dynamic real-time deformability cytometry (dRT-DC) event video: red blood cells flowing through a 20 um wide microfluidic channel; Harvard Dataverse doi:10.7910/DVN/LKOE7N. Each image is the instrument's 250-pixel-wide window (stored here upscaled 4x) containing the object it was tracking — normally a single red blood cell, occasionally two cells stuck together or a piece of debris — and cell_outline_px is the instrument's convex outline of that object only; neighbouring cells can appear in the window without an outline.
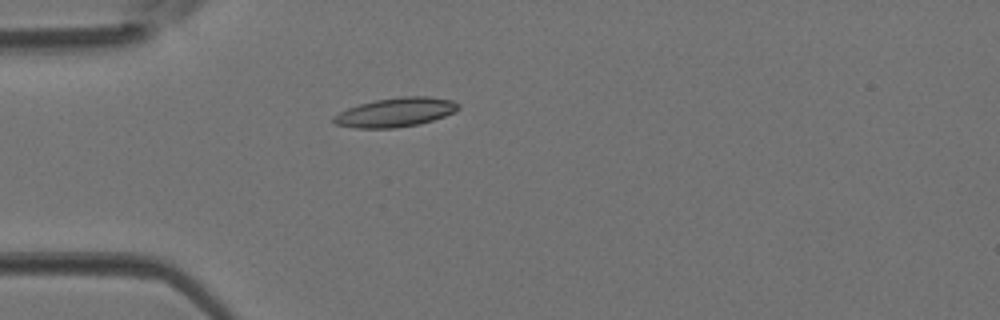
{"species": "Egyptian fruit bat (a non-hibernating species)", "species_latin": "Rousettus aegyptiacus", "temperature_condition": "room temperature", "stored_images_in_passage": 2, "camera_frame_rate_fps": 3000, "um_per_image_px": 0.085, "animal": {"sex": "female"}, "frame": {"image": 1, "passage_image": 2, "time_ms": 0.333, "image_size_px": [1000, 320], "cell_outline_px": [[460, 108], [444, 116], [432, 120], [416, 124], [396, 128], [356, 128], [336, 124], [332, 120], [332, 116], [348, 108], [360, 104], [376, 100], [400, 96], [428, 96], [452, 100], [460, 104]], "centroid_in_image_um": [33.62, 9.54], "position_along_channel_um": 51.4, "area_um2": 20.98}}